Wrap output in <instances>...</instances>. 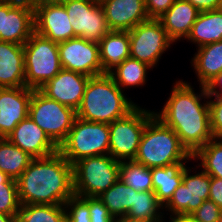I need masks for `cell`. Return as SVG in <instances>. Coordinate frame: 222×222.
Returning <instances> with one entry per match:
<instances>
[{
  "label": "cell",
  "instance_id": "obj_1",
  "mask_svg": "<svg viewBox=\"0 0 222 222\" xmlns=\"http://www.w3.org/2000/svg\"><path fill=\"white\" fill-rule=\"evenodd\" d=\"M199 88L200 94L195 92L192 83L176 80L162 110L154 111L157 118L174 130L191 155L213 139L209 95L205 86L199 85Z\"/></svg>",
  "mask_w": 222,
  "mask_h": 222
},
{
  "label": "cell",
  "instance_id": "obj_2",
  "mask_svg": "<svg viewBox=\"0 0 222 222\" xmlns=\"http://www.w3.org/2000/svg\"><path fill=\"white\" fill-rule=\"evenodd\" d=\"M16 182L21 205H64L74 195L72 164L59 151L33 158Z\"/></svg>",
  "mask_w": 222,
  "mask_h": 222
},
{
  "label": "cell",
  "instance_id": "obj_3",
  "mask_svg": "<svg viewBox=\"0 0 222 222\" xmlns=\"http://www.w3.org/2000/svg\"><path fill=\"white\" fill-rule=\"evenodd\" d=\"M125 94L109 74L90 77L76 117L107 124L123 118L138 105Z\"/></svg>",
  "mask_w": 222,
  "mask_h": 222
},
{
  "label": "cell",
  "instance_id": "obj_4",
  "mask_svg": "<svg viewBox=\"0 0 222 222\" xmlns=\"http://www.w3.org/2000/svg\"><path fill=\"white\" fill-rule=\"evenodd\" d=\"M191 160L192 155L181 144L174 130L154 115L144 128L134 161L153 168Z\"/></svg>",
  "mask_w": 222,
  "mask_h": 222
},
{
  "label": "cell",
  "instance_id": "obj_5",
  "mask_svg": "<svg viewBox=\"0 0 222 222\" xmlns=\"http://www.w3.org/2000/svg\"><path fill=\"white\" fill-rule=\"evenodd\" d=\"M120 164L110 155L84 157L72 164L74 194L97 197L120 179Z\"/></svg>",
  "mask_w": 222,
  "mask_h": 222
},
{
  "label": "cell",
  "instance_id": "obj_6",
  "mask_svg": "<svg viewBox=\"0 0 222 222\" xmlns=\"http://www.w3.org/2000/svg\"><path fill=\"white\" fill-rule=\"evenodd\" d=\"M109 124L75 118L58 151L70 163L91 156L109 155Z\"/></svg>",
  "mask_w": 222,
  "mask_h": 222
},
{
  "label": "cell",
  "instance_id": "obj_7",
  "mask_svg": "<svg viewBox=\"0 0 222 222\" xmlns=\"http://www.w3.org/2000/svg\"><path fill=\"white\" fill-rule=\"evenodd\" d=\"M25 86L39 90L62 69L58 43L35 31L24 43Z\"/></svg>",
  "mask_w": 222,
  "mask_h": 222
},
{
  "label": "cell",
  "instance_id": "obj_8",
  "mask_svg": "<svg viewBox=\"0 0 222 222\" xmlns=\"http://www.w3.org/2000/svg\"><path fill=\"white\" fill-rule=\"evenodd\" d=\"M28 117L59 148L72 128L76 118V111L71 107L47 98L39 90H33Z\"/></svg>",
  "mask_w": 222,
  "mask_h": 222
},
{
  "label": "cell",
  "instance_id": "obj_9",
  "mask_svg": "<svg viewBox=\"0 0 222 222\" xmlns=\"http://www.w3.org/2000/svg\"><path fill=\"white\" fill-rule=\"evenodd\" d=\"M154 111L139 104L125 117L109 124V155L118 161L134 160L147 122Z\"/></svg>",
  "mask_w": 222,
  "mask_h": 222
},
{
  "label": "cell",
  "instance_id": "obj_10",
  "mask_svg": "<svg viewBox=\"0 0 222 222\" xmlns=\"http://www.w3.org/2000/svg\"><path fill=\"white\" fill-rule=\"evenodd\" d=\"M130 57L150 66L159 64L162 54L174 45L158 19H149L128 31Z\"/></svg>",
  "mask_w": 222,
  "mask_h": 222
},
{
  "label": "cell",
  "instance_id": "obj_11",
  "mask_svg": "<svg viewBox=\"0 0 222 222\" xmlns=\"http://www.w3.org/2000/svg\"><path fill=\"white\" fill-rule=\"evenodd\" d=\"M187 167L183 172L182 183L174 191L172 198L164 206L167 215H170L168 219L176 217L178 215H191L196 209H198L205 200L209 199V188L211 183V176L204 170ZM200 170L197 172L198 169ZM196 169V171H195ZM195 173H191L194 172Z\"/></svg>",
  "mask_w": 222,
  "mask_h": 222
},
{
  "label": "cell",
  "instance_id": "obj_12",
  "mask_svg": "<svg viewBox=\"0 0 222 222\" xmlns=\"http://www.w3.org/2000/svg\"><path fill=\"white\" fill-rule=\"evenodd\" d=\"M69 16L74 38L99 42L109 31L99 0H60Z\"/></svg>",
  "mask_w": 222,
  "mask_h": 222
},
{
  "label": "cell",
  "instance_id": "obj_13",
  "mask_svg": "<svg viewBox=\"0 0 222 222\" xmlns=\"http://www.w3.org/2000/svg\"><path fill=\"white\" fill-rule=\"evenodd\" d=\"M33 32L32 0H0V41L24 45Z\"/></svg>",
  "mask_w": 222,
  "mask_h": 222
},
{
  "label": "cell",
  "instance_id": "obj_14",
  "mask_svg": "<svg viewBox=\"0 0 222 222\" xmlns=\"http://www.w3.org/2000/svg\"><path fill=\"white\" fill-rule=\"evenodd\" d=\"M34 6V31L60 43L74 38L69 16L60 0H32Z\"/></svg>",
  "mask_w": 222,
  "mask_h": 222
},
{
  "label": "cell",
  "instance_id": "obj_15",
  "mask_svg": "<svg viewBox=\"0 0 222 222\" xmlns=\"http://www.w3.org/2000/svg\"><path fill=\"white\" fill-rule=\"evenodd\" d=\"M62 68L88 77L103 75L98 42L75 37L58 43Z\"/></svg>",
  "mask_w": 222,
  "mask_h": 222
},
{
  "label": "cell",
  "instance_id": "obj_16",
  "mask_svg": "<svg viewBox=\"0 0 222 222\" xmlns=\"http://www.w3.org/2000/svg\"><path fill=\"white\" fill-rule=\"evenodd\" d=\"M88 76L62 68L51 80L46 82L39 91L47 98L73 108L80 107Z\"/></svg>",
  "mask_w": 222,
  "mask_h": 222
},
{
  "label": "cell",
  "instance_id": "obj_17",
  "mask_svg": "<svg viewBox=\"0 0 222 222\" xmlns=\"http://www.w3.org/2000/svg\"><path fill=\"white\" fill-rule=\"evenodd\" d=\"M33 90L27 87L0 88V138H7L28 117Z\"/></svg>",
  "mask_w": 222,
  "mask_h": 222
},
{
  "label": "cell",
  "instance_id": "obj_18",
  "mask_svg": "<svg viewBox=\"0 0 222 222\" xmlns=\"http://www.w3.org/2000/svg\"><path fill=\"white\" fill-rule=\"evenodd\" d=\"M110 31H130L149 20L145 0H99Z\"/></svg>",
  "mask_w": 222,
  "mask_h": 222
},
{
  "label": "cell",
  "instance_id": "obj_19",
  "mask_svg": "<svg viewBox=\"0 0 222 222\" xmlns=\"http://www.w3.org/2000/svg\"><path fill=\"white\" fill-rule=\"evenodd\" d=\"M7 139L33 158H42L58 151V147L29 117L22 120Z\"/></svg>",
  "mask_w": 222,
  "mask_h": 222
},
{
  "label": "cell",
  "instance_id": "obj_20",
  "mask_svg": "<svg viewBox=\"0 0 222 222\" xmlns=\"http://www.w3.org/2000/svg\"><path fill=\"white\" fill-rule=\"evenodd\" d=\"M26 87L24 47L0 41V88Z\"/></svg>",
  "mask_w": 222,
  "mask_h": 222
},
{
  "label": "cell",
  "instance_id": "obj_21",
  "mask_svg": "<svg viewBox=\"0 0 222 222\" xmlns=\"http://www.w3.org/2000/svg\"><path fill=\"white\" fill-rule=\"evenodd\" d=\"M200 11L186 0H176L158 20L166 30L168 37L176 42L185 40Z\"/></svg>",
  "mask_w": 222,
  "mask_h": 222
},
{
  "label": "cell",
  "instance_id": "obj_22",
  "mask_svg": "<svg viewBox=\"0 0 222 222\" xmlns=\"http://www.w3.org/2000/svg\"><path fill=\"white\" fill-rule=\"evenodd\" d=\"M99 58L104 74H109L130 57L128 31H109L99 42Z\"/></svg>",
  "mask_w": 222,
  "mask_h": 222
},
{
  "label": "cell",
  "instance_id": "obj_23",
  "mask_svg": "<svg viewBox=\"0 0 222 222\" xmlns=\"http://www.w3.org/2000/svg\"><path fill=\"white\" fill-rule=\"evenodd\" d=\"M191 66L199 85L207 86L222 71V40L197 48Z\"/></svg>",
  "mask_w": 222,
  "mask_h": 222
},
{
  "label": "cell",
  "instance_id": "obj_24",
  "mask_svg": "<svg viewBox=\"0 0 222 222\" xmlns=\"http://www.w3.org/2000/svg\"><path fill=\"white\" fill-rule=\"evenodd\" d=\"M186 41L196 45V49L222 40V11L200 12Z\"/></svg>",
  "mask_w": 222,
  "mask_h": 222
},
{
  "label": "cell",
  "instance_id": "obj_25",
  "mask_svg": "<svg viewBox=\"0 0 222 222\" xmlns=\"http://www.w3.org/2000/svg\"><path fill=\"white\" fill-rule=\"evenodd\" d=\"M186 163L189 164V161L151 168L154 193L163 206L169 202L174 191L182 183Z\"/></svg>",
  "mask_w": 222,
  "mask_h": 222
},
{
  "label": "cell",
  "instance_id": "obj_26",
  "mask_svg": "<svg viewBox=\"0 0 222 222\" xmlns=\"http://www.w3.org/2000/svg\"><path fill=\"white\" fill-rule=\"evenodd\" d=\"M98 197L108 208L109 213L117 220L125 217L134 204L135 190L119 179Z\"/></svg>",
  "mask_w": 222,
  "mask_h": 222
},
{
  "label": "cell",
  "instance_id": "obj_27",
  "mask_svg": "<svg viewBox=\"0 0 222 222\" xmlns=\"http://www.w3.org/2000/svg\"><path fill=\"white\" fill-rule=\"evenodd\" d=\"M151 67L134 58H126L120 65L112 70L109 75L113 78L118 87L125 91L131 87L144 86L147 83V73ZM124 88V89H123Z\"/></svg>",
  "mask_w": 222,
  "mask_h": 222
},
{
  "label": "cell",
  "instance_id": "obj_28",
  "mask_svg": "<svg viewBox=\"0 0 222 222\" xmlns=\"http://www.w3.org/2000/svg\"><path fill=\"white\" fill-rule=\"evenodd\" d=\"M32 160L33 157L7 138H0V171L8 177L17 180Z\"/></svg>",
  "mask_w": 222,
  "mask_h": 222
},
{
  "label": "cell",
  "instance_id": "obj_29",
  "mask_svg": "<svg viewBox=\"0 0 222 222\" xmlns=\"http://www.w3.org/2000/svg\"><path fill=\"white\" fill-rule=\"evenodd\" d=\"M164 215V206L159 202L154 191H135L134 204L129 209L126 217L153 222H165L163 218L166 217Z\"/></svg>",
  "mask_w": 222,
  "mask_h": 222
},
{
  "label": "cell",
  "instance_id": "obj_30",
  "mask_svg": "<svg viewBox=\"0 0 222 222\" xmlns=\"http://www.w3.org/2000/svg\"><path fill=\"white\" fill-rule=\"evenodd\" d=\"M194 162L211 177L222 179V138H213L193 155Z\"/></svg>",
  "mask_w": 222,
  "mask_h": 222
},
{
  "label": "cell",
  "instance_id": "obj_31",
  "mask_svg": "<svg viewBox=\"0 0 222 222\" xmlns=\"http://www.w3.org/2000/svg\"><path fill=\"white\" fill-rule=\"evenodd\" d=\"M17 222H66L64 205H21Z\"/></svg>",
  "mask_w": 222,
  "mask_h": 222
},
{
  "label": "cell",
  "instance_id": "obj_32",
  "mask_svg": "<svg viewBox=\"0 0 222 222\" xmlns=\"http://www.w3.org/2000/svg\"><path fill=\"white\" fill-rule=\"evenodd\" d=\"M120 179L137 192L154 191L151 168L134 160L121 161Z\"/></svg>",
  "mask_w": 222,
  "mask_h": 222
},
{
  "label": "cell",
  "instance_id": "obj_33",
  "mask_svg": "<svg viewBox=\"0 0 222 222\" xmlns=\"http://www.w3.org/2000/svg\"><path fill=\"white\" fill-rule=\"evenodd\" d=\"M20 208L16 180L0 171V213L17 217Z\"/></svg>",
  "mask_w": 222,
  "mask_h": 222
},
{
  "label": "cell",
  "instance_id": "obj_34",
  "mask_svg": "<svg viewBox=\"0 0 222 222\" xmlns=\"http://www.w3.org/2000/svg\"><path fill=\"white\" fill-rule=\"evenodd\" d=\"M66 222H91L89 197L72 195L64 204Z\"/></svg>",
  "mask_w": 222,
  "mask_h": 222
},
{
  "label": "cell",
  "instance_id": "obj_35",
  "mask_svg": "<svg viewBox=\"0 0 222 222\" xmlns=\"http://www.w3.org/2000/svg\"><path fill=\"white\" fill-rule=\"evenodd\" d=\"M210 128L213 138H222V95L209 96Z\"/></svg>",
  "mask_w": 222,
  "mask_h": 222
},
{
  "label": "cell",
  "instance_id": "obj_36",
  "mask_svg": "<svg viewBox=\"0 0 222 222\" xmlns=\"http://www.w3.org/2000/svg\"><path fill=\"white\" fill-rule=\"evenodd\" d=\"M221 208L212 200L208 199L191 215L198 222H218Z\"/></svg>",
  "mask_w": 222,
  "mask_h": 222
},
{
  "label": "cell",
  "instance_id": "obj_37",
  "mask_svg": "<svg viewBox=\"0 0 222 222\" xmlns=\"http://www.w3.org/2000/svg\"><path fill=\"white\" fill-rule=\"evenodd\" d=\"M89 213L91 222H115L103 201L97 197H89Z\"/></svg>",
  "mask_w": 222,
  "mask_h": 222
},
{
  "label": "cell",
  "instance_id": "obj_38",
  "mask_svg": "<svg viewBox=\"0 0 222 222\" xmlns=\"http://www.w3.org/2000/svg\"><path fill=\"white\" fill-rule=\"evenodd\" d=\"M176 0H145V7L150 19L161 17Z\"/></svg>",
  "mask_w": 222,
  "mask_h": 222
},
{
  "label": "cell",
  "instance_id": "obj_39",
  "mask_svg": "<svg viewBox=\"0 0 222 222\" xmlns=\"http://www.w3.org/2000/svg\"><path fill=\"white\" fill-rule=\"evenodd\" d=\"M209 199L215 202L222 209V179L211 177L209 188Z\"/></svg>",
  "mask_w": 222,
  "mask_h": 222
},
{
  "label": "cell",
  "instance_id": "obj_40",
  "mask_svg": "<svg viewBox=\"0 0 222 222\" xmlns=\"http://www.w3.org/2000/svg\"><path fill=\"white\" fill-rule=\"evenodd\" d=\"M191 3L200 12L218 10L221 0H186Z\"/></svg>",
  "mask_w": 222,
  "mask_h": 222
},
{
  "label": "cell",
  "instance_id": "obj_41",
  "mask_svg": "<svg viewBox=\"0 0 222 222\" xmlns=\"http://www.w3.org/2000/svg\"><path fill=\"white\" fill-rule=\"evenodd\" d=\"M209 96L222 95V71L206 86Z\"/></svg>",
  "mask_w": 222,
  "mask_h": 222
},
{
  "label": "cell",
  "instance_id": "obj_42",
  "mask_svg": "<svg viewBox=\"0 0 222 222\" xmlns=\"http://www.w3.org/2000/svg\"><path fill=\"white\" fill-rule=\"evenodd\" d=\"M169 222H198L192 215H178L169 219Z\"/></svg>",
  "mask_w": 222,
  "mask_h": 222
},
{
  "label": "cell",
  "instance_id": "obj_43",
  "mask_svg": "<svg viewBox=\"0 0 222 222\" xmlns=\"http://www.w3.org/2000/svg\"><path fill=\"white\" fill-rule=\"evenodd\" d=\"M0 222H17V217L0 213Z\"/></svg>",
  "mask_w": 222,
  "mask_h": 222
},
{
  "label": "cell",
  "instance_id": "obj_44",
  "mask_svg": "<svg viewBox=\"0 0 222 222\" xmlns=\"http://www.w3.org/2000/svg\"><path fill=\"white\" fill-rule=\"evenodd\" d=\"M115 222H153V221H147V220H142V219H134V218H129V217H123L120 219H117Z\"/></svg>",
  "mask_w": 222,
  "mask_h": 222
},
{
  "label": "cell",
  "instance_id": "obj_45",
  "mask_svg": "<svg viewBox=\"0 0 222 222\" xmlns=\"http://www.w3.org/2000/svg\"><path fill=\"white\" fill-rule=\"evenodd\" d=\"M218 222H222V209H221V212H220V217H219Z\"/></svg>",
  "mask_w": 222,
  "mask_h": 222
},
{
  "label": "cell",
  "instance_id": "obj_46",
  "mask_svg": "<svg viewBox=\"0 0 222 222\" xmlns=\"http://www.w3.org/2000/svg\"><path fill=\"white\" fill-rule=\"evenodd\" d=\"M221 11H222V0H221V5H220V8H219Z\"/></svg>",
  "mask_w": 222,
  "mask_h": 222
}]
</instances>
